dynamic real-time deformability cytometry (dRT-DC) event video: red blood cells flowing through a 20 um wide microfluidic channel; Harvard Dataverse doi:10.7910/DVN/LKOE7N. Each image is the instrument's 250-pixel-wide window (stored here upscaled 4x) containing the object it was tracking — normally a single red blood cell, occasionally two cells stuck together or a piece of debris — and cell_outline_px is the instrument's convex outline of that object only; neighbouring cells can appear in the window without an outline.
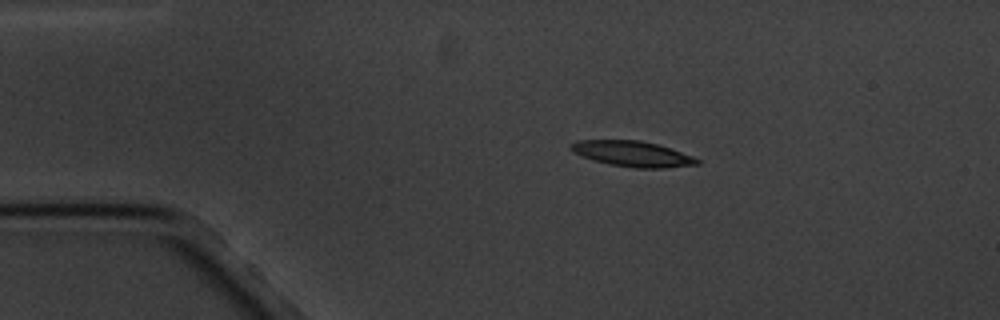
{"species": "common noctule bat (a hibernating species)", "species_latin": "Nyctalus noctula", "temperature_condition": "cold", "stored_images_in_passage": 3, "camera_frame_rate_fps": 3000, "um_per_image_px": 0.085, "animal": {"sex": "male", "body_mass_g": 20.1, "forearm_length_mm": 53.5}, "frame": {"image": 1, "passage_image": 2, "time_ms": 1.333, "image_size_px": [1000, 320], "cell_outline_px": [[700, 164], [664, 168], [636, 168], [608, 164], [584, 156], [568, 148], [568, 144], [576, 140], [640, 140], [660, 144], [692, 156], [700, 160]], "centroid_in_image_um": [53.78, 13.06], "position_along_channel_um": 31.2, "area_um2": 18.79}}